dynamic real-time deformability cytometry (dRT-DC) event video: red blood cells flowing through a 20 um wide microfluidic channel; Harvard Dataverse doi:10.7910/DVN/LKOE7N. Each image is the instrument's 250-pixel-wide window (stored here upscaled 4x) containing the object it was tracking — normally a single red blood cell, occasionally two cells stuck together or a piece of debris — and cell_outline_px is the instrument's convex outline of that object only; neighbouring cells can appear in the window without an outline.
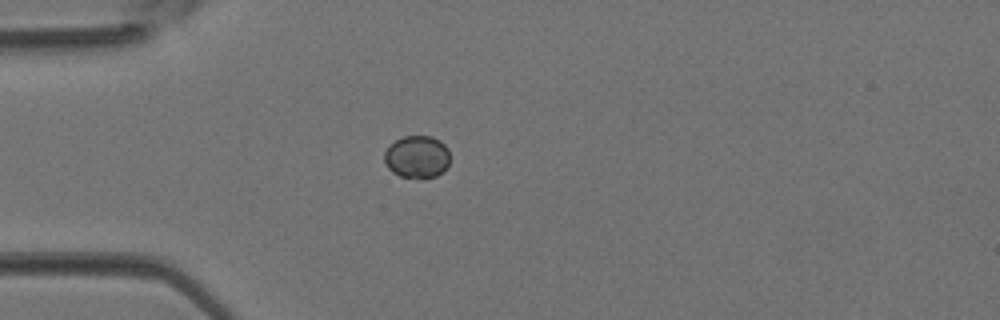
{"species": "Egyptian fruit bat (a non-hibernating species)", "species_latin": "Rousettus aegyptiacus", "temperature_condition": "room temperature", "stored_images_in_passage": 1, "camera_frame_rate_fps": 3000, "um_per_image_px": 0.085, "animal": {"sex": "female"}, "frame": {"image": 1, "passage_image": 1, "time_ms": 0.0, "image_size_px": [1000, 320], "cell_outline_px": [[448, 164], [436, 176], [400, 176], [392, 172], [388, 168], [384, 160], [384, 152], [388, 144], [404, 136], [432, 136], [440, 140], [448, 148]], "centroid_in_image_um": [35.4, 13.28], "position_along_channel_um": 49.6, "area_um2": 15.95}}